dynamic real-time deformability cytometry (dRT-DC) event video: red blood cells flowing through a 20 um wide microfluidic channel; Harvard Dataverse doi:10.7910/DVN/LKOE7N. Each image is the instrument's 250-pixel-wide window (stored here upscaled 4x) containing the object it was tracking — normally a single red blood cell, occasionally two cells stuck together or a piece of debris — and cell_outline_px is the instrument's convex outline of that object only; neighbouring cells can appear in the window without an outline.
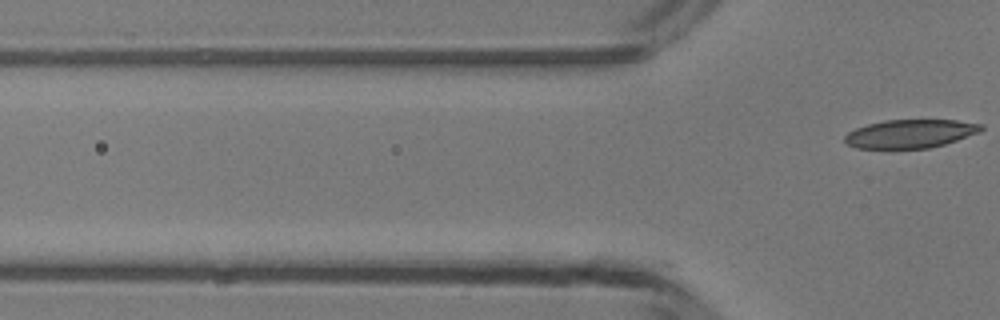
{"species": "common noctule bat (a hibernating species)", "species_latin": "Nyctalus noctula", "temperature_condition": "room temperature", "stored_images_in_passage": 6, "camera_frame_rate_fps": 3000, "um_per_image_px": 0.085, "animal": {"sex": "male", "body_mass_g": 13.3}, "frame": {"image": 1, "passage_image": 6, "time_ms": 6.667, "image_size_px": [1000, 320], "cell_outline_px": [[984, 128], [980, 132], [944, 144], [928, 148], [856, 148], [848, 144], [844, 140], [844, 136], [848, 132], [856, 128], [868, 124], [884, 120], [956, 120], [984, 124]], "centroid_in_image_um": [77.39, 11.36], "position_along_channel_um": 48.4, "area_um2": 22.54}}